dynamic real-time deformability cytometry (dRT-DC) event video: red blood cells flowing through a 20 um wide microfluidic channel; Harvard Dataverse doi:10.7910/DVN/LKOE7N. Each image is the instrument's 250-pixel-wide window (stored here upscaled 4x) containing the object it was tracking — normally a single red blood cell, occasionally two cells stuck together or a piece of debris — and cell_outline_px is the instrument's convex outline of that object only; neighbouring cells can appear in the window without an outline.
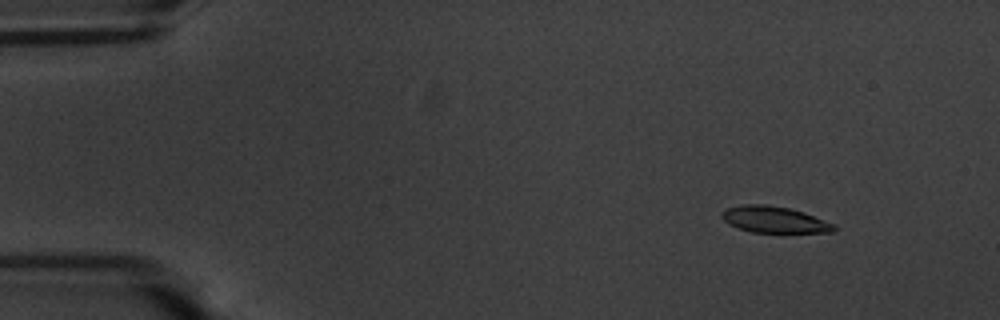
{"species": "common noctule bat (a hibernating species)", "species_latin": "Nyctalus noctula", "temperature_condition": "warm", "stored_images_in_passage": 57, "camera_frame_rate_fps": 3000, "um_per_image_px": 0.085, "animal": {"sex": "male", "body_mass_g": 20.1, "forearm_length_mm": 53.5}, "frame": {"image": 1, "passage_image": 7, "time_ms": 2.0, "image_size_px": [1000, 320], "cell_outline_px": [[836, 228], [832, 232], [752, 232], [728, 224], [720, 216], [728, 208], [744, 204], [764, 204], [788, 208], [804, 212], [836, 224]], "centroid_in_image_um": [65.84, 18.66], "position_along_channel_um": 19.2, "area_um2": 17.05}}
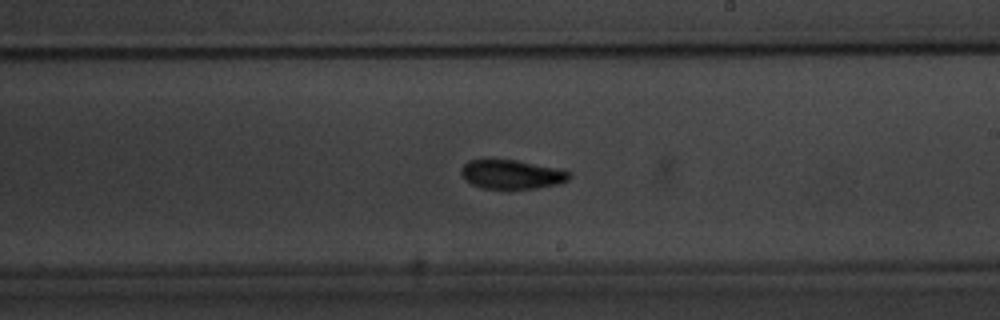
{"frame": {"image": 2, "passage_image": 34, "time_ms": 11.0, "image_size_px": [1000, 320], "cell_outline_px": [[572, 176], [568, 180], [560, 184], [536, 188], [508, 192], [480, 188], [464, 180], [460, 172], [460, 168], [468, 160], [516, 160], [560, 168], [572, 172]], "centroid_in_image_um": [43.51, 14.87], "position_along_channel_um": 245.5, "area_um2": 19.31}}
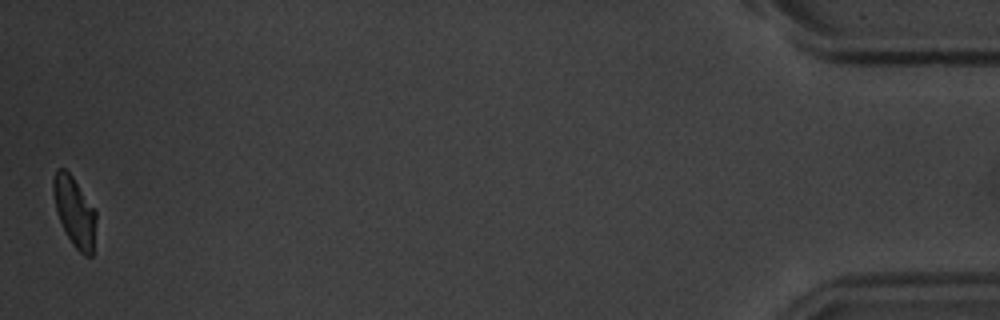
{"frame": {"image": 3, "passage_image": 57, "time_ms": 18.667, "image_size_px": [1000, 320], "cell_outline_px": [[96, 220], [92, 256], [84, 256], [72, 244], [60, 220], [56, 208], [52, 192], [52, 180], [56, 168], [64, 168], [72, 176], [96, 212]], "centroid_in_image_um": [6.32, 17.98], "position_along_channel_um": 428.9, "area_um2": 17.11}, "authors_computed_cell_mechanics": {"area_um2": 18.3226, "velocity_mm_per_s": 3.5699, "shape_relaxation_time_tau1_ms": 3.8429, "shape_relaxation_time_tau2_ms": 2.7039, "deformation_change_tau1": 0.1408, "deformation_change_tau2": 0.0785}}